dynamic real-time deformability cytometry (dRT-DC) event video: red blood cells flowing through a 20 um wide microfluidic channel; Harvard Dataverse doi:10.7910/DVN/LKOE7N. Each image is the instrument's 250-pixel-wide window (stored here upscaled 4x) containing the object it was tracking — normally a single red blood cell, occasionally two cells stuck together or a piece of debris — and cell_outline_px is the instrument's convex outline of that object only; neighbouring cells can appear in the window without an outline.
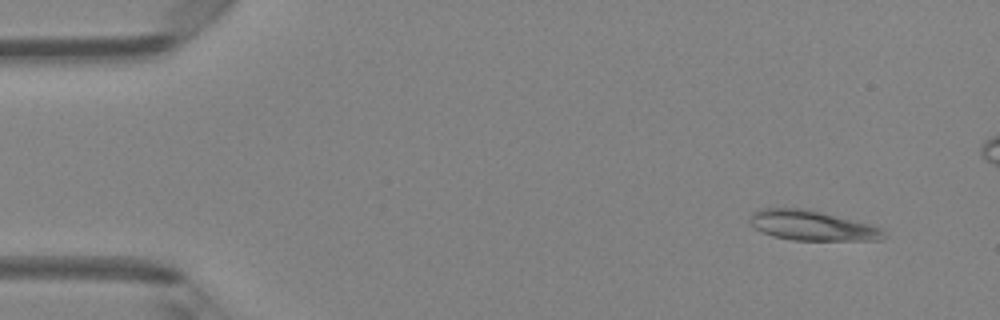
{"species": "Egyptian fruit bat (a non-hibernating species)", "species_latin": "Rousettus aegyptiacus", "temperature_condition": "room temperature", "stored_images_in_passage": 3, "camera_frame_rate_fps": 3000, "um_per_image_px": 0.085, "animal": {"sex": "female"}, "frame": {"image": 1, "passage_image": 1, "time_ms": 0.0, "image_size_px": [1000, 320], "cell_outline_px": [[888, 236], [880, 240], [792, 240], [772, 236], [760, 232], [748, 220], [752, 212], [764, 208], [804, 208], [872, 224], [884, 228]], "centroid_in_image_um": [69.07, 19.18], "position_along_channel_um": 15.9, "area_um2": 23.64}}